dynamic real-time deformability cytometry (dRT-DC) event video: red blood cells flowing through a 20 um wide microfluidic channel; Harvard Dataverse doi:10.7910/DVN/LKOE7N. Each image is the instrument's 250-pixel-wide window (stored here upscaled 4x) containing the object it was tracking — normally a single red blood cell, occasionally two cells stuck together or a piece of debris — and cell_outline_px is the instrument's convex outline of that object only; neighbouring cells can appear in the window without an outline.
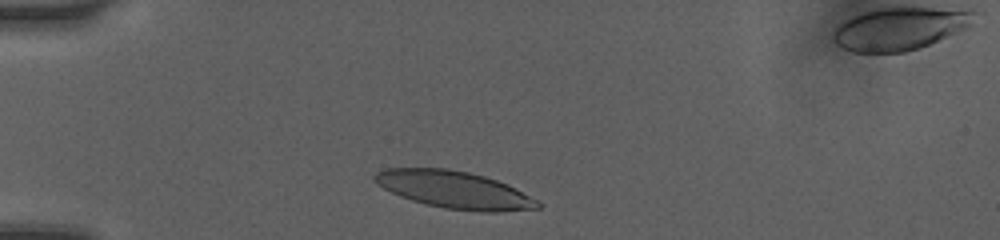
{"species": "human", "species_latin": "Homo sapiens", "temperature_condition": "room temperature", "stored_images_in_passage": 3, "segment_of_instrument_passage": [1, 2], "camera_frame_rate_fps": 3000, "um_per_image_px": 0.085, "donor": {"sex": "female"}, "frame": {"image": 1, "passage_image": 1, "time_ms": 0.0, "image_size_px": [1000, 240], "cell_outline_px": [[544, 204], [540, 208], [496, 212], [480, 212], [444, 208], [424, 204], [400, 196], [384, 188], [372, 180], [372, 176], [376, 172], [384, 168], [448, 168], [468, 172], [484, 176], [508, 184]], "centroid_in_image_um": [38.61, 16.13], "position_along_channel_um": 46.4, "area_um2": 35.55}}